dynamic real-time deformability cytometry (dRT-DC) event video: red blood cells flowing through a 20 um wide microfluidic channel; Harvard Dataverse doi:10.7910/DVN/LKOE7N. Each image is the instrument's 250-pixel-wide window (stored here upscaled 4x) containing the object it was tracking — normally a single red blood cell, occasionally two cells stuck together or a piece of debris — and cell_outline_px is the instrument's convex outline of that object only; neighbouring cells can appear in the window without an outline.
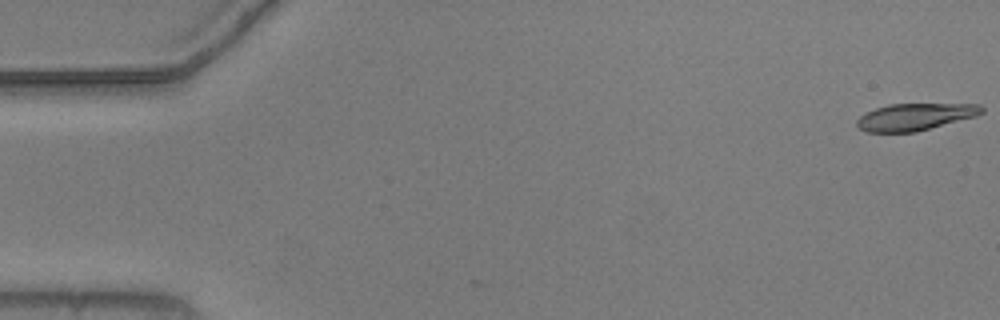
{"species": "common noctule bat (a hibernating species)", "species_latin": "Nyctalus noctula", "temperature_condition": "warm", "stored_images_in_passage": 55, "camera_frame_rate_fps": 3000, "um_per_image_px": 0.085, "animal": {"sex": "male", "body_mass_g": 20.5, "forearm_length_mm": 52.5}, "frame": {"image": 1, "passage_image": 1, "time_ms": 0.0, "image_size_px": [1000, 320], "cell_outline_px": [[984, 112], [976, 116], [916, 132], [868, 132], [860, 128], [856, 124], [856, 120], [864, 112], [888, 104], [980, 104], [984, 108]], "centroid_in_image_um": [77.77, 9.92], "position_along_channel_um": 7.2, "area_um2": 19.65}}
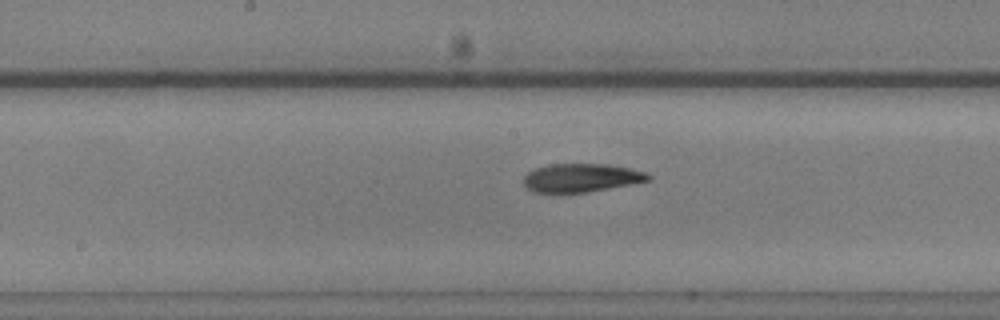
{"frame": {"image": 2, "passage_image": 28, "time_ms": 9.0, "image_size_px": [1000, 320], "cell_outline_px": [[652, 180], [632, 184], [588, 192], [532, 192], [524, 184], [524, 176], [528, 172], [536, 168], [552, 164], [608, 164], [648, 172], [652, 176]], "centroid_in_image_um": [49.46, 15.11], "position_along_channel_um": 198.7, "area_um2": 20.63}}
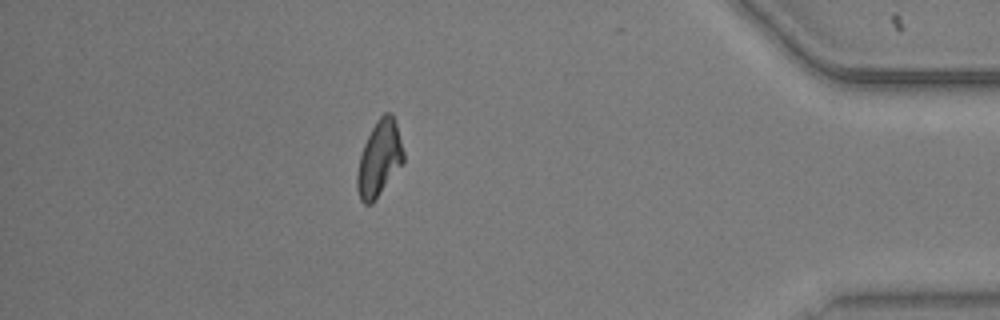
{"frame": {"image": 3, "passage_image": 48, "time_ms": 15.667, "image_size_px": [1000, 320], "cell_outline_px": [[404, 164], [372, 204], [364, 204], [360, 200], [356, 188], [356, 172], [360, 156], [364, 144], [376, 120], [384, 112], [392, 112], [396, 124], [404, 152]], "centroid_in_image_um": [32.24, 13.51], "position_along_channel_um": 403.0, "area_um2": 20.69}, "authors_computed_cell_mechanics": {"area_um2": 20.6346, "velocity_mm_per_s": 3.7154, "shape_relaxation_time_tau1_ms": 5.4531, "shape_relaxation_time_tau2_ms": 3.8925, "deformation_change_tau1": 0.148, "deformation_change_tau2": 0.1096}}